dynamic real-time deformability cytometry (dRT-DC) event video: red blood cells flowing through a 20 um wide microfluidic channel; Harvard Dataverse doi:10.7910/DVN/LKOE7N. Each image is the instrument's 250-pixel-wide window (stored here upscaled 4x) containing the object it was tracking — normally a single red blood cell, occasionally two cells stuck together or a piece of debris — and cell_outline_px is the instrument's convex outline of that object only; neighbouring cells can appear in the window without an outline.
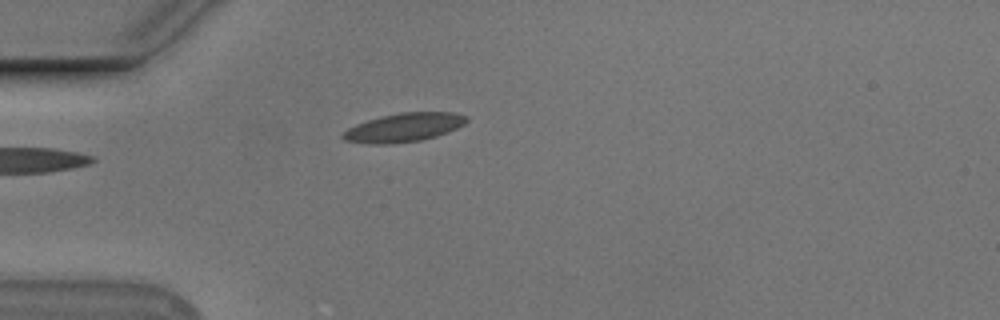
{"species": "Egyptian fruit bat (a non-hibernating species)", "species_latin": "Rousettus aegyptiacus", "temperature_condition": "cold", "stored_images_in_passage": 40, "camera_frame_rate_fps": 3000, "um_per_image_px": 0.085, "animal": {"sex": "male"}, "frame": {"image": 1, "passage_image": 1, "time_ms": 0.0, "image_size_px": [1000, 320], "cell_outline_px": [[468, 120], [464, 124], [456, 128], [436, 136], [420, 140], [392, 144], [368, 144], [344, 140], [340, 136], [348, 128], [356, 124], [380, 116], [400, 112], [452, 112], [468, 116]], "centroid_in_image_um": [34.31, 10.83], "position_along_channel_um": 50.7, "area_um2": 20.69}}
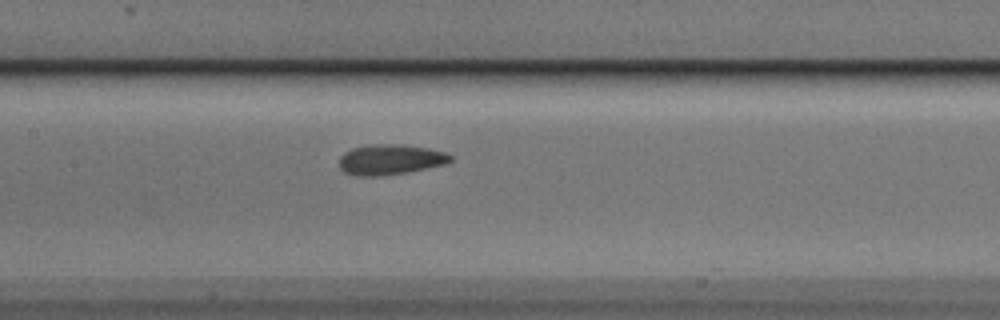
{"frame": {"image": 2, "passage_image": 12, "time_ms": 3.667, "image_size_px": [1000, 320], "cell_outline_px": [[452, 160], [444, 164], [408, 172], [376, 176], [360, 176], [344, 172], [340, 168], [340, 156], [344, 152], [352, 148], [368, 144], [392, 144], [428, 148], [444, 152], [452, 156]], "centroid_in_image_um": [33.14, 13.56], "position_along_channel_um": 174.3, "area_um2": 19.48}}
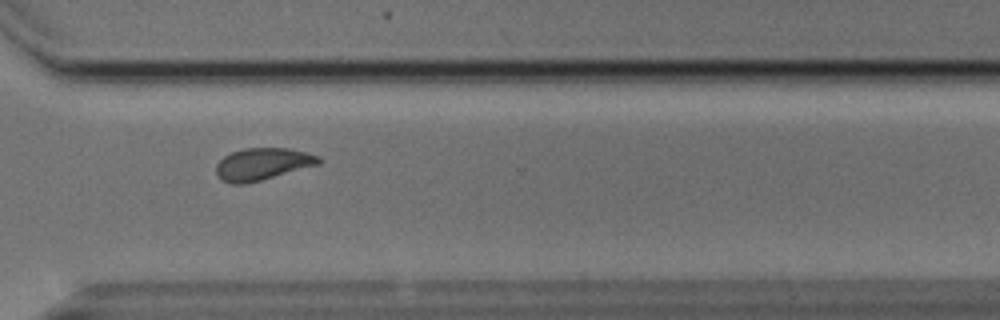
{"frame": {"image": 3, "passage_image": 26, "time_ms": 8.333, "image_size_px": [1000, 320], "cell_outline_px": [[320, 164], [260, 180], [244, 184], [232, 184], [216, 176], [216, 164], [224, 156], [232, 152], [244, 148], [288, 148], [320, 156]], "centroid_in_image_um": [22.29, 13.94], "position_along_channel_um": 348.3, "area_um2": 19.02}, "authors_computed_cell_mechanics": {"area_um2": 19.0162, "velocity_mm_per_s": 3.7295, "shape_relaxation_time_tau1_ms": 3.21, "shape_relaxation_time_tau2_ms": 1.9905, "deformation_change_tau1": 0.1252, "deformation_change_tau2": 0.0821}}